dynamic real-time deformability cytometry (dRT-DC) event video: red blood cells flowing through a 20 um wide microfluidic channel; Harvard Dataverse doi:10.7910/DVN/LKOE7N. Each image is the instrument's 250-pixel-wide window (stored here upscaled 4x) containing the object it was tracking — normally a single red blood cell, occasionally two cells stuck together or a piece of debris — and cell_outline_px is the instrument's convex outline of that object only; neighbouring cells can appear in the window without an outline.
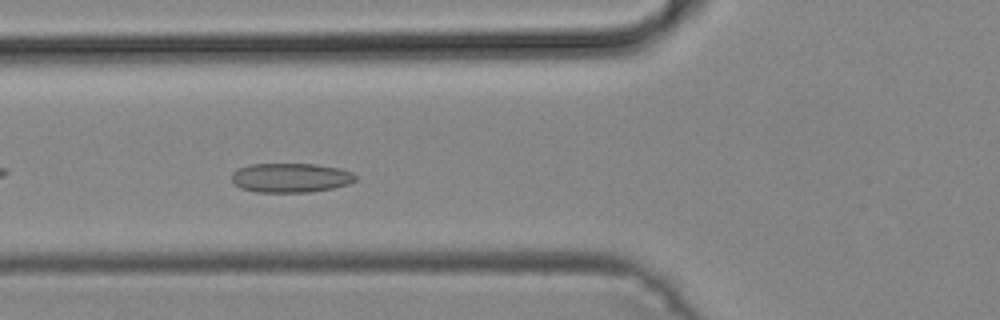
{"species": "common noctule bat (a hibernating species)", "species_latin": "Nyctalus noctula", "temperature_condition": "cold", "stored_images_in_passage": 37, "camera_frame_rate_fps": 3000, "um_per_image_px": 0.085, "animal": {"sex": "male", "body_mass_g": 19.2, "forearm_length_mm": 51.8}, "frame": {"image": 1, "passage_image": 6, "time_ms": 1.667, "image_size_px": [1000, 320], "cell_outline_px": [[356, 180], [348, 184], [332, 188], [308, 192], [256, 192], [240, 188], [232, 180], [232, 172], [236, 168], [248, 164], [316, 164], [340, 168], [352, 172], [356, 176]], "centroid_in_image_um": [24.68, 15.1], "position_along_channel_um": 101.1, "area_um2": 21.27}}
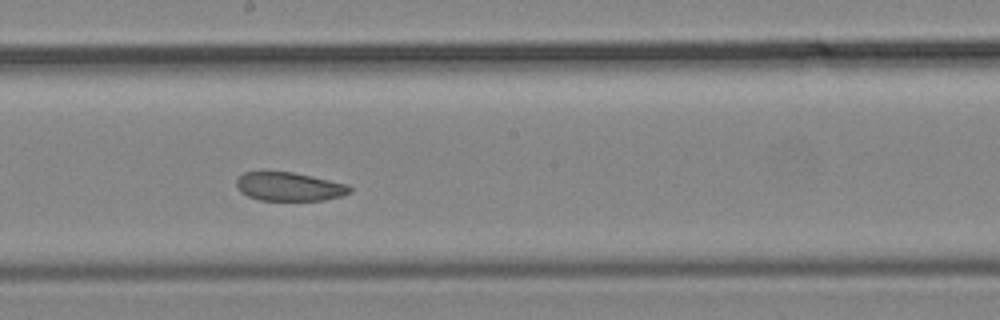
{"frame": {"image": 2, "passage_image": 15, "time_ms": 4.667, "image_size_px": [1000, 320], "cell_outline_px": [[352, 192], [340, 196], [324, 200], [260, 200], [248, 196], [240, 192], [236, 184], [236, 180], [244, 172], [292, 172], [312, 176], [348, 184], [352, 188]], "centroid_in_image_um": [24.6, 15.86], "position_along_channel_um": 223.6, "area_um2": 18.84}}
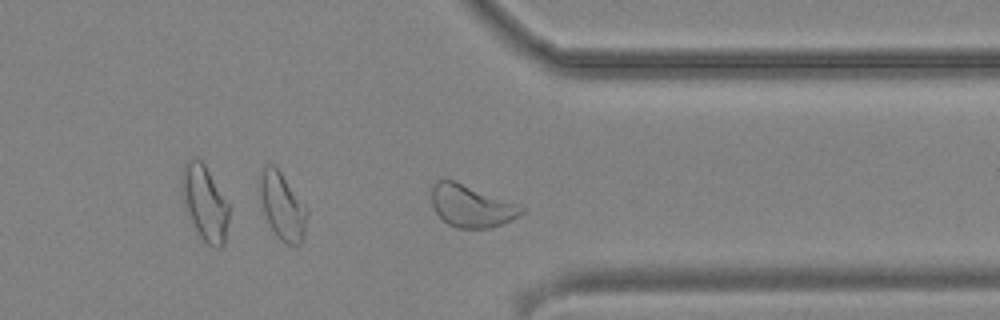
{"frame": {"image": 3, "passage_image": 26, "time_ms": 8.333, "image_size_px": [1000, 320], "cell_outline_px": [[524, 212], [492, 228], [456, 228], [448, 224], [436, 212], [432, 204], [432, 184], [436, 180], [452, 180], [516, 204], [524, 208]], "centroid_in_image_um": [40.0, 17.52], "position_along_channel_um": 371.4, "area_um2": 21.39}}